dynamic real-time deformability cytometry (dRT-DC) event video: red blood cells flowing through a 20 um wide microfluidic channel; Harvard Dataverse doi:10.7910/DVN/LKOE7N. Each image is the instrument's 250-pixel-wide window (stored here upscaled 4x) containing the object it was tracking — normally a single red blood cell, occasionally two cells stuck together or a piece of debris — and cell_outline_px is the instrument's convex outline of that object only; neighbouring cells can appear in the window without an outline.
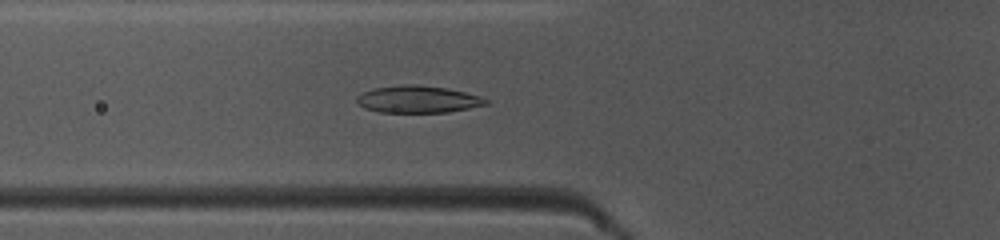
{"species": "common noctule bat (a hibernating species)", "species_latin": "Nyctalus noctula", "temperature_condition": "warm", "stored_images_in_passage": 42, "camera_frame_rate_fps": 3000, "um_per_image_px": 0.085, "animal": {"sex": "female", "body_mass_g": 10.0, "forearm_length_mm": 53.1}, "frame": {"image": 1, "passage_image": 12, "time_ms": 3.667, "image_size_px": [1000, 240], "cell_outline_px": [[488, 104], [448, 112], [380, 112], [364, 108], [356, 100], [356, 96], [360, 92], [372, 88], [400, 84], [416, 84], [448, 88], [480, 96], [488, 100]], "centroid_in_image_um": [35.48, 8.42], "position_along_channel_um": 90.3, "area_um2": 20.52}}
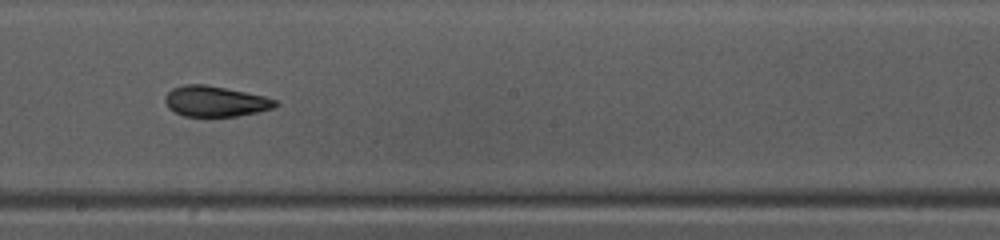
{"frame": {"image": 2, "passage_image": 22, "time_ms": 7.0, "image_size_px": [1000, 240], "cell_outline_px": [[280, 104], [272, 108], [256, 112], [236, 116], [184, 116], [168, 108], [164, 100], [164, 96], [172, 88], [184, 84], [204, 84], [264, 96], [276, 100]], "centroid_in_image_um": [18.26, 8.61], "position_along_channel_um": 229.9, "area_um2": 19.48}}
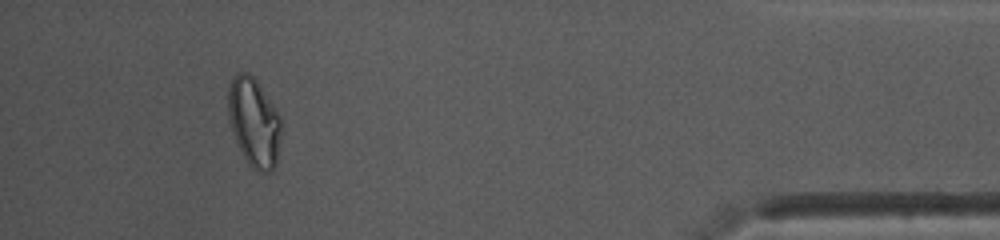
{"frame": {"image": 3, "passage_image": 39, "time_ms": 12.667, "image_size_px": [1000, 240], "cell_outline_px": [[280, 140], [276, 164], [272, 172], [256, 172], [248, 164], [236, 144], [232, 132], [228, 116], [228, 88], [232, 76], [236, 72], [244, 72], [252, 76], [256, 80], [280, 116]], "centroid_in_image_um": [21.56, 10.42], "position_along_channel_um": 413.6, "area_um2": 27.57}, "authors_computed_cell_mechanics": {"area_um2": 20.4612, "velocity_mm_per_s": 4.1559, "shape_relaxation_time_tau1_ms": 5.1488, "shape_relaxation_time_tau2_ms": 2.2154, "deformation_change_tau1": 0.1725, "deformation_change_tau2": 0.0779}}